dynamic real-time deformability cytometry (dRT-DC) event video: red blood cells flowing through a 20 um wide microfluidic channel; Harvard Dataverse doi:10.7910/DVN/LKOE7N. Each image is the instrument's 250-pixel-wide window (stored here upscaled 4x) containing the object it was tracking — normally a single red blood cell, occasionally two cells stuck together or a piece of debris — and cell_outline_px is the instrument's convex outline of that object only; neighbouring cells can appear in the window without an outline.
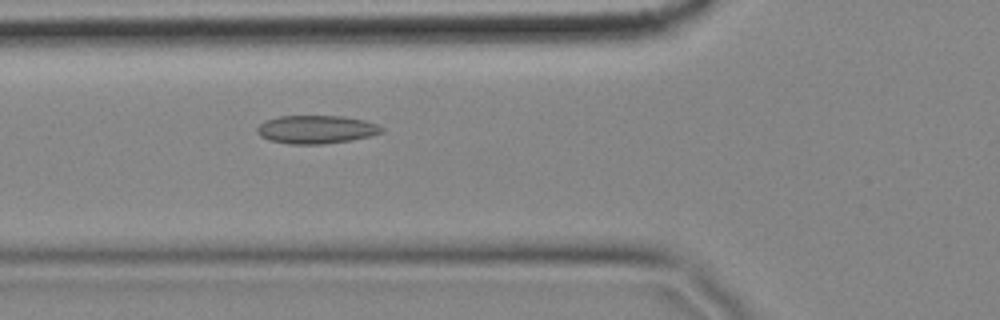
{"species": "common noctule bat (a hibernating species)", "species_latin": "Nyctalus noctula", "temperature_condition": "cold", "stored_images_in_passage": 51, "camera_frame_rate_fps": 3000, "um_per_image_px": 0.085, "animal": {"sex": "female", "body_mass_g": 18.4}, "frame": {"image": 1, "passage_image": 14, "time_ms": 4.333, "image_size_px": [1000, 320], "cell_outline_px": [[384, 132], [352, 140], [324, 144], [288, 144], [268, 140], [260, 136], [256, 132], [256, 128], [264, 120], [280, 116], [344, 116], [364, 120], [376, 124], [384, 128]], "centroid_in_image_um": [26.85, 11.0], "position_along_channel_um": 98.9, "area_um2": 20.63}}
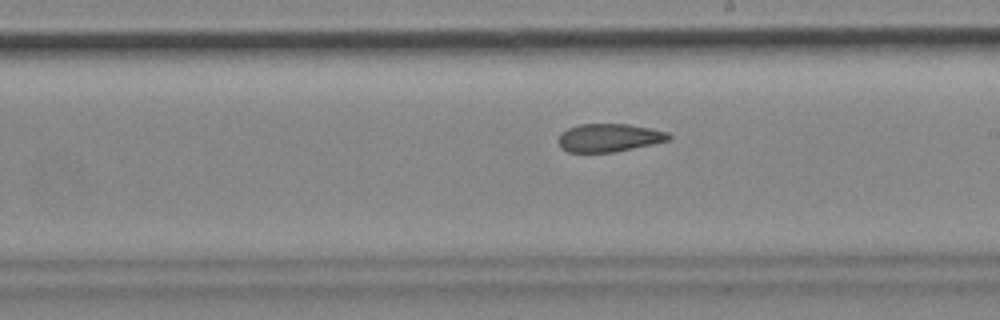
{"frame": {"image": 2, "passage_image": 26, "time_ms": 8.333, "image_size_px": [1000, 320], "cell_outline_px": [[672, 140], [612, 152], [568, 152], [560, 148], [556, 140], [560, 132], [568, 128], [580, 124], [628, 124], [652, 128], [668, 132], [672, 136]], "centroid_in_image_um": [51.75, 11.7], "position_along_channel_um": 237.2, "area_um2": 18.32}}
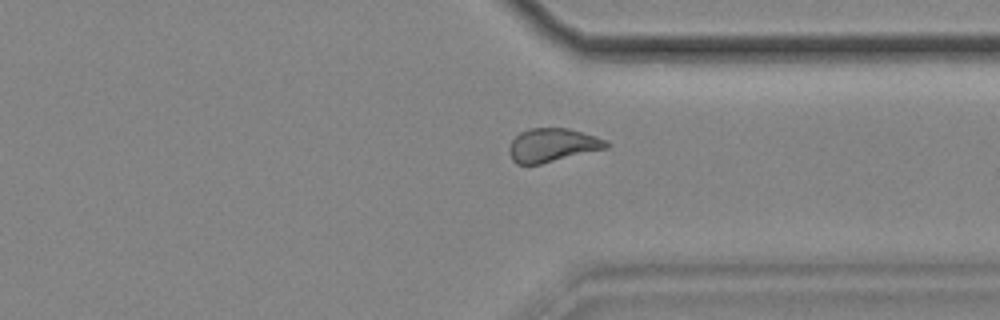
{"frame": {"image": 3, "passage_image": 37, "time_ms": 12.0, "image_size_px": [1000, 320], "cell_outline_px": [[612, 144], [608, 148], [540, 164], [516, 164], [512, 160], [508, 152], [508, 148], [512, 140], [520, 132], [528, 128], [568, 128], [596, 136], [608, 140]], "centroid_in_image_um": [46.97, 12.33], "position_along_channel_um": 364.4, "area_um2": 19.19}, "authors_computed_cell_mechanics": {"area_um2": 19.3052, "velocity_mm_per_s": 3.4642, "shape_relaxation_time_tau1_ms": null, "shape_relaxation_time_tau2_ms": 3.6768, "deformation_change_tau1": null, "deformation_change_tau2": 0.0973}}